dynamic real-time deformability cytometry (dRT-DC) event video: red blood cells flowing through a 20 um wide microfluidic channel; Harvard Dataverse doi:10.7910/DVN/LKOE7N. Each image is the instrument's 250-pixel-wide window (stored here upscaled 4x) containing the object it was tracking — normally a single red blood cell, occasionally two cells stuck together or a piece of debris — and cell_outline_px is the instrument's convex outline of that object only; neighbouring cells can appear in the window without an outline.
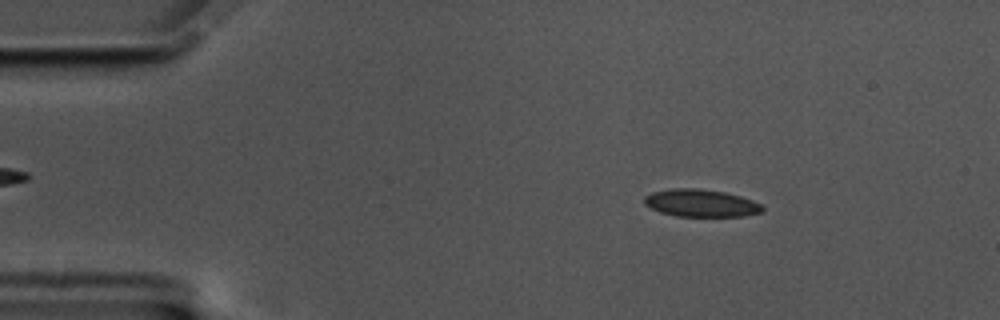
{"species": "common noctule bat (a hibernating species)", "species_latin": "Nyctalus noctula", "temperature_condition": "cold", "stored_images_in_passage": 12, "camera_frame_rate_fps": 3000, "um_per_image_px": 0.085, "animal": {"sex": "male", "body_mass_g": 17.5, "forearm_length_mm": 52.3}, "frame": {"image": 1, "passage_image": 9, "time_ms": 2.667, "image_size_px": [1000, 320], "cell_outline_px": [[764, 208], [760, 212], [744, 216], [676, 216], [660, 212], [644, 204], [644, 196], [652, 192], [672, 188], [700, 188], [724, 192], [740, 196], [752, 200], [760, 204]], "centroid_in_image_um": [59.55, 17.25], "position_along_channel_um": 25.4, "area_um2": 18.84}}